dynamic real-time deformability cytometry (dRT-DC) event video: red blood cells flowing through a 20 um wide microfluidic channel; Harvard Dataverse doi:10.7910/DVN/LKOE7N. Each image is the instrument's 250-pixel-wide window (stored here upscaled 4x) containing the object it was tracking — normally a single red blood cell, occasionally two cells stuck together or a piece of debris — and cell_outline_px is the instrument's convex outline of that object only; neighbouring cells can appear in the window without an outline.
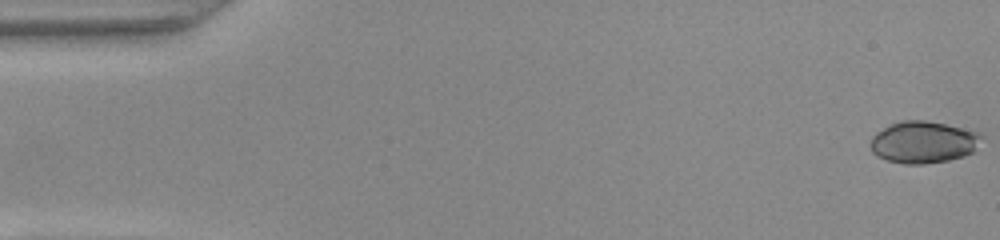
{"species": "common noctule bat (a hibernating species)", "species_latin": "Nyctalus noctula", "temperature_condition": "warm", "stored_images_in_passage": 50, "camera_frame_rate_fps": 3000, "um_per_image_px": 0.085, "animal": {"sex": "female", "body_mass_g": 22.0, "forearm_length_mm": 56.7}, "frame": {"image": 1, "passage_image": 1, "time_ms": 0.0, "image_size_px": [1000, 240], "cell_outline_px": [[980, 136], [972, 152], [964, 156], [948, 160], [924, 164], [904, 164], [888, 160], [876, 156], [872, 152], [872, 136], [876, 132], [900, 120], [924, 120], [944, 124], [976, 132]], "centroid_in_image_um": [78.42, 12.09], "position_along_channel_um": 6.6, "area_um2": 26.53}}
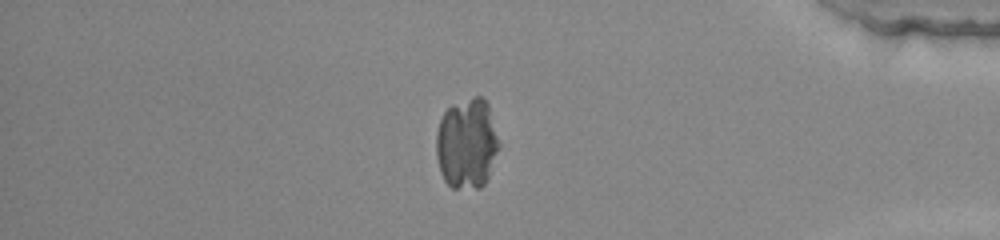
{"frame": {"image": 2, "passage_image": 43, "time_ms": 14.0, "image_size_px": [1000, 240], "cell_outline_px": [[500, 148], [488, 176], [484, 184], [480, 188], [452, 188], [444, 180], [440, 172], [436, 156], [436, 132], [440, 120], [444, 112], [452, 104], [476, 96], [480, 96], [488, 104], [500, 144]], "centroid_in_image_um": [39.68, 12.21], "position_along_channel_um": 395.5, "area_um2": 33.23}}
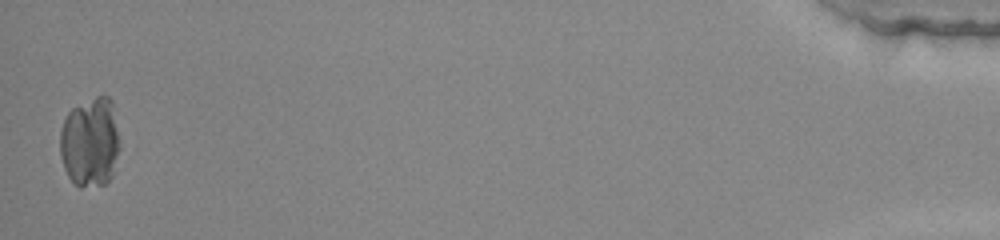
{"frame": {"image": 3, "passage_image": 50, "time_ms": 16.333, "image_size_px": [1000, 240], "cell_outline_px": [[120, 148], [112, 176], [104, 184], [80, 188], [68, 176], [64, 168], [60, 156], [60, 132], [64, 120], [68, 112], [72, 108], [96, 96], [108, 96], [112, 100], [120, 140]], "centroid_in_image_um": [7.67, 12.09], "position_along_channel_um": 427.5, "area_um2": 31.5}}